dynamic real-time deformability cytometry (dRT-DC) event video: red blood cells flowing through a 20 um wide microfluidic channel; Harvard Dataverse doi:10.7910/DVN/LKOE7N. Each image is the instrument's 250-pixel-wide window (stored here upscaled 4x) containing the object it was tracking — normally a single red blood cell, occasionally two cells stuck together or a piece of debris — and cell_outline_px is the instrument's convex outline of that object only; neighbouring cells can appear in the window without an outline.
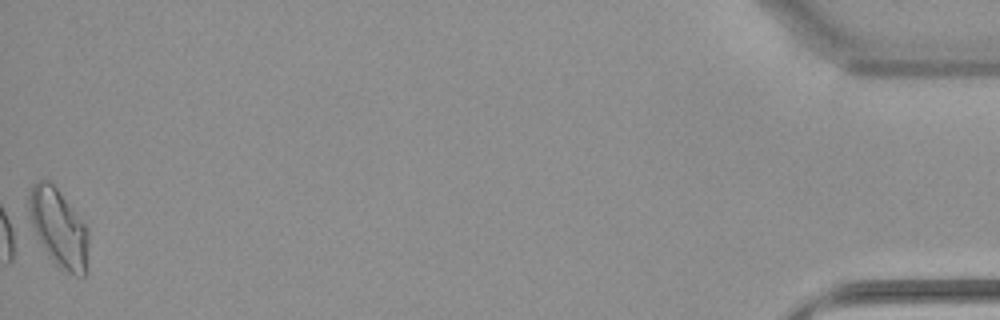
{"species": "common noctule bat (a hibernating species)", "species_latin": "Nyctalus noctula", "temperature_condition": "warm", "stored_images_in_passage": 53, "camera_frame_rate_fps": 3000, "um_per_image_px": 0.085, "animal": {"sex": "female", "body_mass_g": 22.7, "forearm_length_mm": 54.2}, "frame": {"image": 1, "passage_image": 53, "time_ms": 17.333, "image_size_px": [1000, 320], "cell_outline_px": [[88, 244], [84, 276], [76, 276], [60, 268], [48, 256], [28, 216], [28, 196], [32, 184], [40, 180], [48, 180], [56, 188], [88, 228]], "centroid_in_image_um": [4.97, 19.36], "position_along_channel_um": 430.2, "area_um2": 26.59}, "authors_computed_cell_mechanics": {"area_um2": 22.5998, "velocity_mm_per_s": 3.8607, "shape_relaxation_time_tau1_ms": 5.066, "shape_relaxation_time_tau2_ms": 3.6982, "deformation_change_tau1": 0.1922, "deformation_change_tau2": 0.1178}}